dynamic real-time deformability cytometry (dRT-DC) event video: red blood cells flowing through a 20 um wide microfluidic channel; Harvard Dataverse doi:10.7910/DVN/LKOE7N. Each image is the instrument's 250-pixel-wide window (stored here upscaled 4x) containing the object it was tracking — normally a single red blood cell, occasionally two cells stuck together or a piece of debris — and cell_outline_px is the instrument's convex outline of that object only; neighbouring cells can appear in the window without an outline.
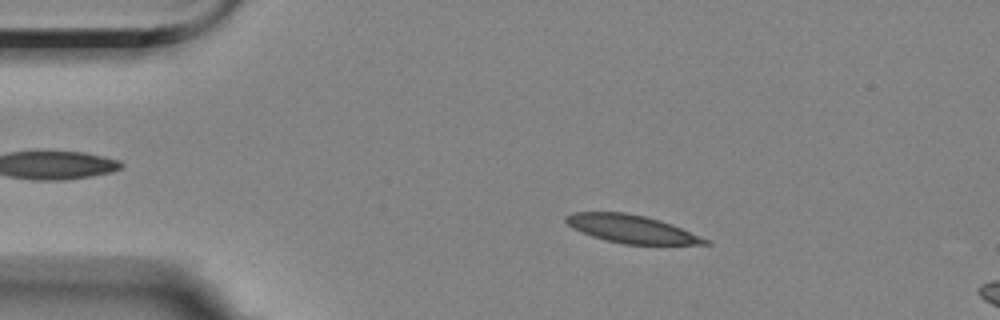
{"species": "Egyptian fruit bat (a non-hibernating species)", "species_latin": "Rousettus aegyptiacus", "temperature_condition": "room temperature", "stored_images_in_passage": 5, "camera_frame_rate_fps": 3000, "um_per_image_px": 0.085, "animal": {"sex": "female"}, "frame": {"image": 1, "passage_image": 2, "time_ms": 1.333, "image_size_px": [1000, 320], "cell_outline_px": [[712, 244], [624, 244], [604, 240], [580, 232], [572, 228], [564, 220], [564, 216], [572, 212], [624, 212], [644, 216], [660, 220], [672, 224], [712, 240]], "centroid_in_image_um": [53.68, 19.46], "position_along_channel_um": 31.3, "area_um2": 22.83}}